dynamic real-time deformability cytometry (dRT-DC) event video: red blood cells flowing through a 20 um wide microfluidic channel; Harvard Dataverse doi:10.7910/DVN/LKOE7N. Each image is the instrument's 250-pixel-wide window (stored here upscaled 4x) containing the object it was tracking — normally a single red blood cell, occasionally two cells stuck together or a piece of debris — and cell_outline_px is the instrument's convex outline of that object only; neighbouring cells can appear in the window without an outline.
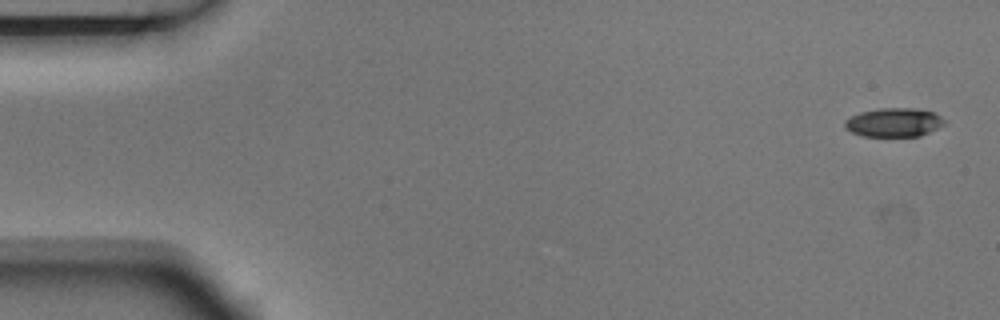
{"species": "Egyptian fruit bat (a non-hibernating species)", "species_latin": "Rousettus aegyptiacus", "temperature_condition": "room temperature", "stored_images_in_passage": 6, "camera_frame_rate_fps": 3000, "um_per_image_px": 0.085, "animal": {"sex": "male"}, "frame": {"image": 1, "passage_image": 1, "time_ms": 0.0, "image_size_px": [1000, 320], "cell_outline_px": [[948, 124], [920, 136], [864, 136], [852, 132], [844, 128], [844, 120], [860, 112], [880, 108], [912, 108], [932, 112], [948, 120]], "centroid_in_image_um": [76.02, 10.41], "position_along_channel_um": 9.0, "area_um2": 16.88}}
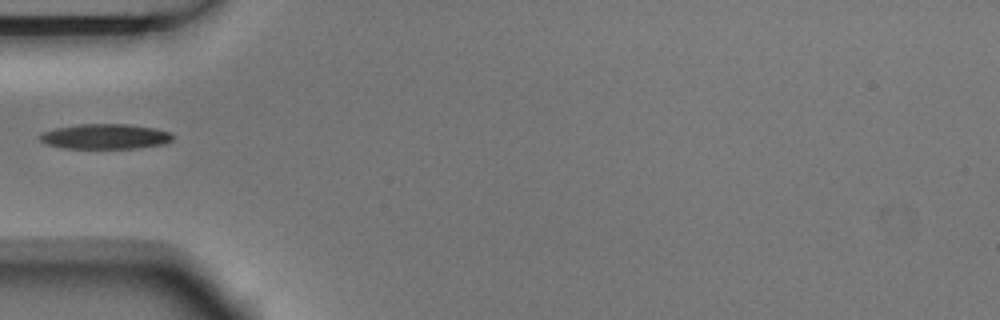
{"frame": {"image": 2, "passage_image": 5, "time_ms": 1.333, "image_size_px": [1000, 320], "cell_outline_px": [[172, 140], [164, 144], [132, 148], [64, 148], [44, 144], [40, 140], [40, 136], [44, 132], [56, 128], [80, 124], [128, 124], [156, 128], [168, 132], [172, 136]], "centroid_in_image_um": [8.93, 11.6], "position_along_channel_um": 76.1, "area_um2": 19.25}}
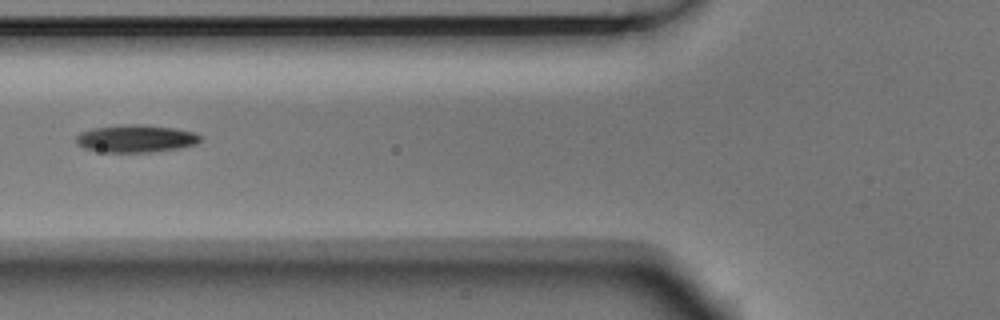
{"frame": {"image": 3, "passage_image": 6, "time_ms": 1.667, "image_size_px": [1000, 320], "cell_outline_px": [[204, 140], [196, 144], [180, 148], [152, 152], [104, 152], [84, 148], [76, 144], [76, 136], [80, 132], [92, 128], [124, 124], [140, 124], [176, 128], [196, 132]], "centroid_in_image_um": [11.57, 11.77], "position_along_channel_um": 114.2, "area_um2": 20.23}}